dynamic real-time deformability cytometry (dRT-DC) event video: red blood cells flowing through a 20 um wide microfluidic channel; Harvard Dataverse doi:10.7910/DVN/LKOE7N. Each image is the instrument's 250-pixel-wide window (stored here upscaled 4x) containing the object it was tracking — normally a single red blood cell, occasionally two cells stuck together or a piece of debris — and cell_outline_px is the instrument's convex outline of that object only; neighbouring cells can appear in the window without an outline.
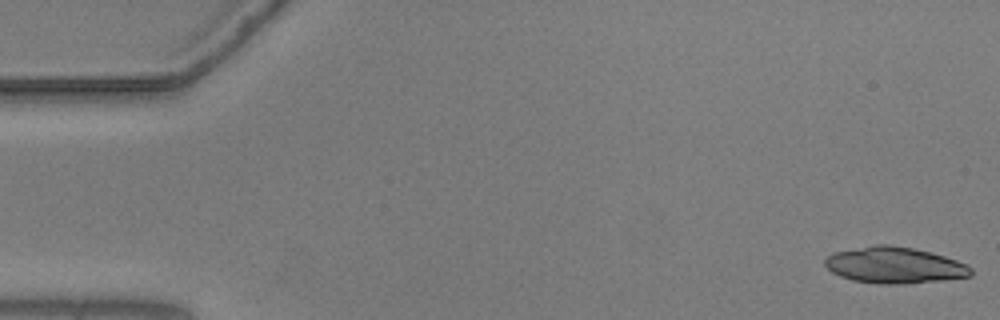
{"species": "common noctule bat (a hibernating species)", "species_latin": "Nyctalus noctula", "temperature_condition": "warm", "stored_images_in_passage": 27, "camera_frame_rate_fps": 3000, "um_per_image_px": 0.085, "animal": {"sex": "male", "body_mass_g": 20.5, "forearm_length_mm": 52.5}, "frame": {"image": 1, "passage_image": 1, "time_ms": 0.0, "image_size_px": [1000, 320], "cell_outline_px": [[972, 276], [944, 280], [896, 284], [880, 284], [852, 280], [840, 276], [832, 272], [824, 264], [824, 260], [832, 252], [872, 244], [892, 244], [932, 252], [968, 264], [972, 268]], "centroid_in_image_um": [76.03, 22.53], "position_along_channel_um": 9.0, "area_um2": 31.15}}